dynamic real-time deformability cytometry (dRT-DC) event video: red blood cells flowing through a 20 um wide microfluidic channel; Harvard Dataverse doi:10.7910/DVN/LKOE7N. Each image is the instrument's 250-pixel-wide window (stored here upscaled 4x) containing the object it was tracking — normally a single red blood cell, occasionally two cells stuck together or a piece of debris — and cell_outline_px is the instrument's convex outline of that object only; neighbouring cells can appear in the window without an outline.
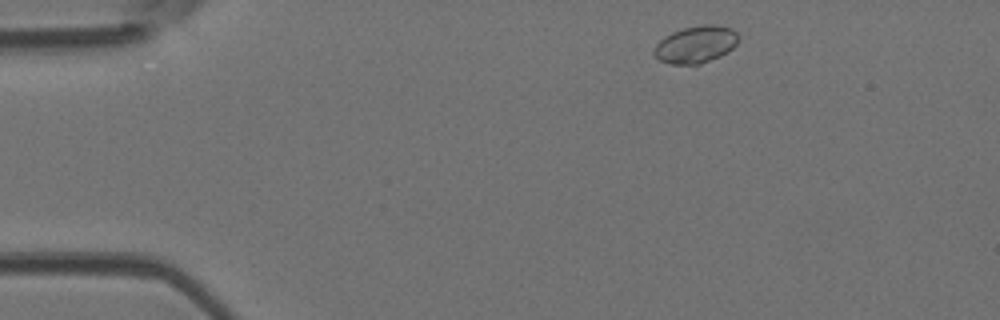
{"species": "Egyptian fruit bat (a non-hibernating species)", "species_latin": "Rousettus aegyptiacus", "temperature_condition": "room temperature", "stored_images_in_passage": 3, "camera_frame_rate_fps": 3000, "um_per_image_px": 0.085, "animal": {"sex": "female"}, "frame": {"image": 1, "passage_image": 1, "time_ms": 0.0, "image_size_px": [1000, 320], "cell_outline_px": [[740, 40], [728, 52], [720, 56], [700, 64], [668, 64], [660, 60], [652, 52], [656, 44], [664, 36], [672, 32], [684, 28], [704, 24], [716, 24], [732, 28], [740, 36]], "centroid_in_image_um": [59.16, 3.77], "position_along_channel_um": 25.8, "area_um2": 18.44}}
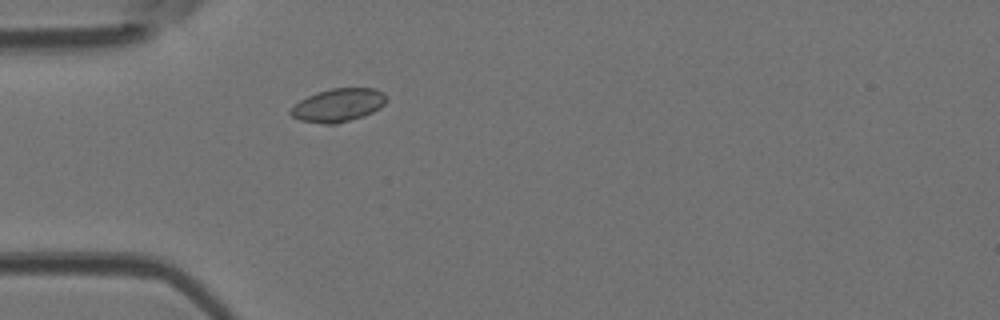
{"frame": {"image": 2, "passage_image": 3, "time_ms": 0.667, "image_size_px": [1000, 320], "cell_outline_px": [[388, 100], [380, 108], [364, 116], [336, 124], [324, 124], [300, 120], [292, 116], [288, 112], [300, 100], [316, 92], [332, 88], [372, 88], [384, 92], [388, 96]], "centroid_in_image_um": [28.78, 8.93], "position_along_channel_um": 56.2, "area_um2": 18.61}}